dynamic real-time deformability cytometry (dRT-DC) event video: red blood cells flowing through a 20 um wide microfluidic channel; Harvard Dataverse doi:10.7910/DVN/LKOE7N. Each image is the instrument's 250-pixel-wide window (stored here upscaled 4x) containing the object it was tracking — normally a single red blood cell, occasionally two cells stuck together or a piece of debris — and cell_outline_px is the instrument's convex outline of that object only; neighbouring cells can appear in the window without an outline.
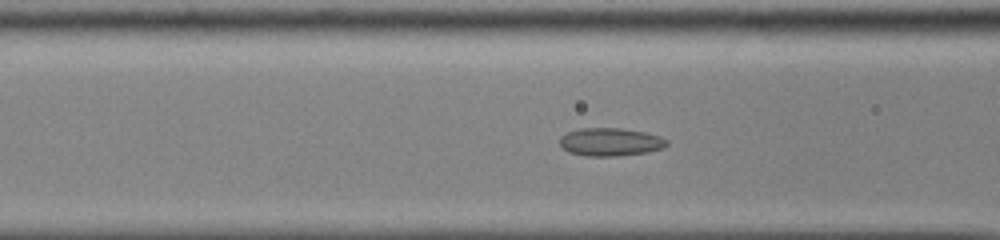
{"species": "common noctule bat (a hibernating species)", "species_latin": "Nyctalus noctula", "temperature_condition": "cold", "stored_images_in_passage": 49, "camera_frame_rate_fps": 3000, "um_per_image_px": 0.085, "animal": {"sex": "male", "body_mass_g": 13.0, "forearm_length_mm": 53.1}, "frame": {"image": 1, "passage_image": 18, "time_ms": 5.667, "image_size_px": [1000, 240], "cell_outline_px": [[668, 144], [664, 148], [648, 152], [616, 156], [584, 156], [568, 152], [560, 144], [560, 136], [568, 132], [580, 128], [620, 128], [644, 132], [660, 136], [668, 140]], "centroid_in_image_um": [51.89, 12.07], "position_along_channel_um": 114.7, "area_um2": 17.57}}
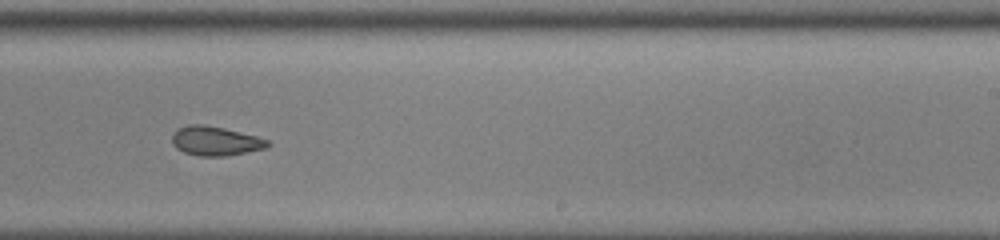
{"frame": {"image": 2, "passage_image": 30, "time_ms": 9.667, "image_size_px": [1000, 240], "cell_outline_px": [[272, 144], [264, 148], [228, 156], [200, 156], [184, 152], [176, 148], [172, 144], [172, 136], [176, 128], [188, 124], [204, 124], [224, 128], [256, 136], [268, 140]], "centroid_in_image_um": [18.28, 11.97], "position_along_channel_um": 270.7, "area_um2": 16.36}}
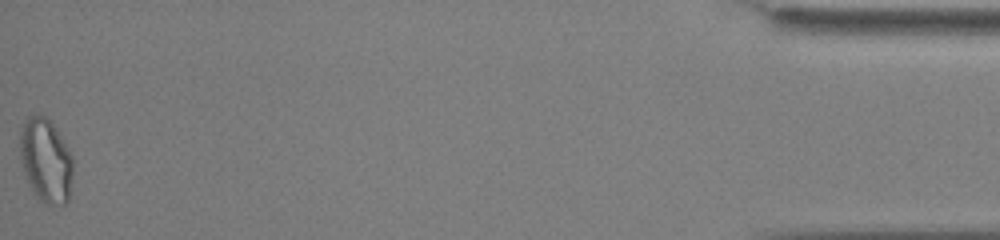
{"frame": {"image": 3, "passage_image": 49, "time_ms": 16.0, "image_size_px": [1000, 240], "cell_outline_px": [[72, 172], [68, 204], [44, 204], [36, 196], [28, 184], [24, 176], [20, 160], [20, 128], [24, 120], [28, 116], [36, 112], [44, 116], [56, 128], [68, 148], [72, 156]], "centroid_in_image_um": [3.86, 13.62], "position_along_channel_um": 431.3, "area_um2": 26.3}, "authors_computed_cell_mechanics": {"area_um2": 18.1492, "velocity_mm_per_s": 3.9021, "shape_relaxation_time_tau1_ms": null, "shape_relaxation_time_tau2_ms": 3.7063, "deformation_change_tau1": null, "deformation_change_tau2": 0.0845}}